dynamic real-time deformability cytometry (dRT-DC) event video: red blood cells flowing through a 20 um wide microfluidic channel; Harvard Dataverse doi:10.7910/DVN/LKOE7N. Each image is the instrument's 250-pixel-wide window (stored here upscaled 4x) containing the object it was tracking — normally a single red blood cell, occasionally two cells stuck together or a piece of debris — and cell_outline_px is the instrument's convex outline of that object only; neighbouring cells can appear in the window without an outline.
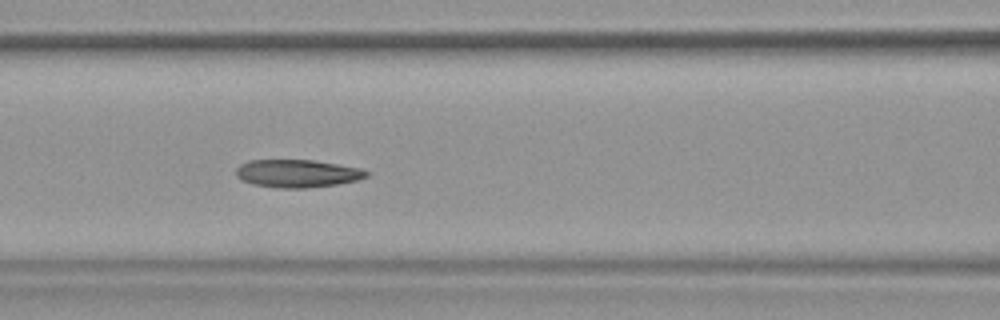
{"species": "common noctule bat (a hibernating species)", "species_latin": "Nyctalus noctula", "temperature_condition": "warm", "stored_images_in_passage": 31, "camera_frame_rate_fps": 3000, "um_per_image_px": 0.085, "animal": {"sex": "female", "body_mass_g": 19.9}, "frame": {"image": 1, "passage_image": 10, "time_ms": 3.0, "image_size_px": [1000, 320], "cell_outline_px": [[368, 176], [360, 180], [336, 184], [304, 188], [276, 188], [252, 184], [240, 180], [236, 176], [236, 168], [240, 164], [248, 160], [316, 160], [360, 168], [368, 172]], "centroid_in_image_um": [25.25, 14.74], "position_along_channel_um": 141.4, "area_um2": 21.33}, "authors_computed_cell_mechanics": {"area_um2": 21.097, "velocity_mm_per_s": 3.7779, "shape_relaxation_time_tau1_ms": 3.506, "shape_relaxation_time_tau2_ms": 1.6994, "deformation_change_tau1": 0.1515, "deformation_change_tau2": 0.077}}